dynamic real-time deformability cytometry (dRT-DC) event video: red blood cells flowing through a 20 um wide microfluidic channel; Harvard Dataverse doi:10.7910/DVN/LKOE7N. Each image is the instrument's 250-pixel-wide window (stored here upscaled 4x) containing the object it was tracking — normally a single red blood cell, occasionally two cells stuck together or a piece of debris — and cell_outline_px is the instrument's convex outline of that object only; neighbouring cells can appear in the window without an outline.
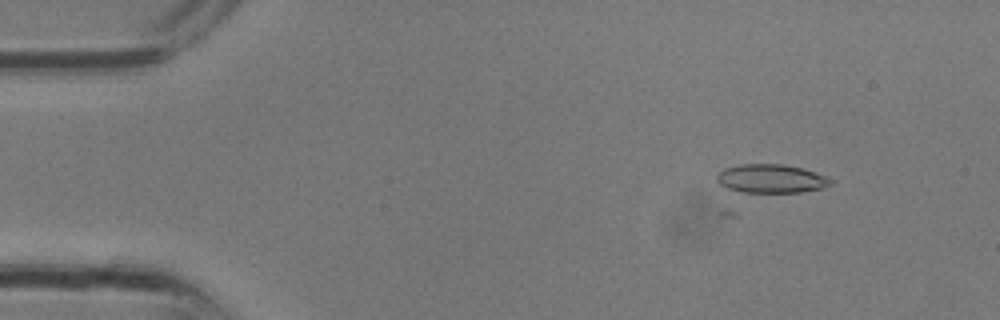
{"species": "common noctule bat (a hibernating species)", "species_latin": "Nyctalus noctula", "temperature_condition": "room temperature", "stored_images_in_passage": 31, "camera_frame_rate_fps": 3000, "um_per_image_px": 0.085, "animal": {"sex": "male", "body_mass_g": 13.3}, "frame": {"image": 1, "passage_image": 4, "time_ms": 1.0, "image_size_px": [1000, 320], "cell_outline_px": [[836, 180], [832, 184], [824, 188], [800, 192], [744, 192], [728, 188], [720, 184], [716, 180], [716, 176], [724, 168], [740, 164], [784, 164], [804, 168], [816, 172]], "centroid_in_image_um": [65.61, 15.18], "position_along_channel_um": 19.4, "area_um2": 19.19}}
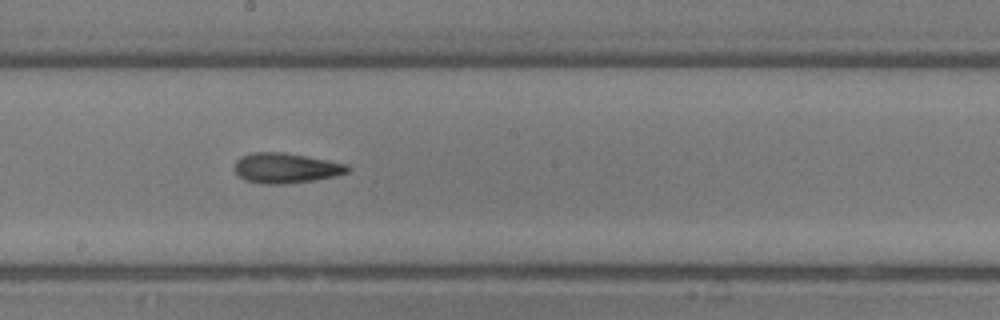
{"frame": {"image": 2, "passage_image": 17, "time_ms": 5.333, "image_size_px": [1000, 320], "cell_outline_px": [[352, 168], [348, 172], [336, 176], [312, 180], [284, 184], [264, 184], [244, 180], [236, 172], [236, 160], [240, 156], [252, 152], [284, 152], [348, 164]], "centroid_in_image_um": [24.31, 14.28], "position_along_channel_um": 223.9, "area_um2": 19.83}}
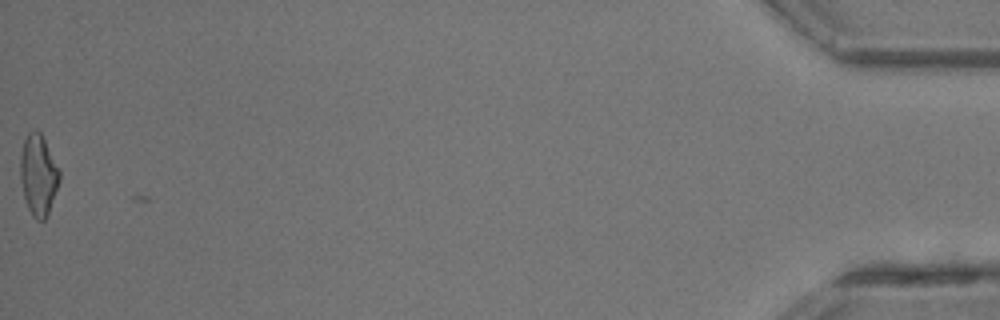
{"frame": {"image": 3, "passage_image": 31, "time_ms": 10.0, "image_size_px": [1000, 320], "cell_outline_px": [[60, 180], [48, 216], [44, 220], [36, 220], [32, 216], [28, 208], [24, 196], [20, 180], [20, 156], [24, 140], [28, 132], [32, 128], [36, 128], [40, 132], [60, 172]], "centroid_in_image_um": [3.25, 14.88], "position_along_channel_um": 432.0, "area_um2": 18.5}}